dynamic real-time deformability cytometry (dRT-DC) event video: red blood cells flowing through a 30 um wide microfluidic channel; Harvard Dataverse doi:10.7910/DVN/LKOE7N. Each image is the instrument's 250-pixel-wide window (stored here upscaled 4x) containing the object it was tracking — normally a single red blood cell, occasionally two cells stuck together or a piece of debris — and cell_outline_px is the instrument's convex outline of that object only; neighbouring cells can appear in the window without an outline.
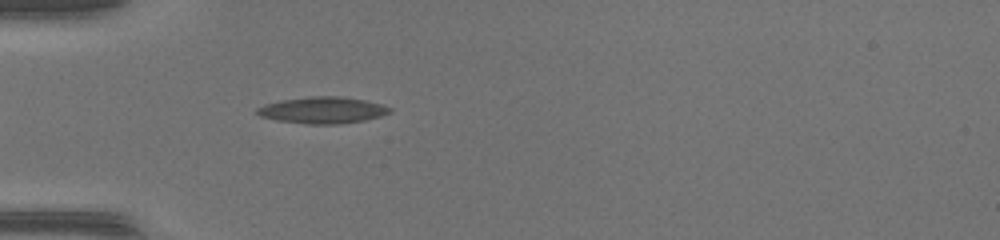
{"species": "common noctule bat (a hibernating species)", "species_latin": "Nyctalus noctula", "temperature_condition": "warm", "stored_images_in_passage": 38, "camera_frame_rate_fps": 3000, "um_per_image_px": 0.085, "animal": {"sex": "female", "body_mass_g": 17.0, "forearm_length_mm": 48.0}, "frame": {"image": 1, "passage_image": 4, "time_ms": 1.0, "image_size_px": [1000, 240], "cell_outline_px": [[392, 112], [380, 116], [364, 120], [336, 124], [308, 124], [276, 120], [260, 116], [256, 112], [256, 108], [264, 104], [280, 100], [308, 96], [344, 96], [364, 100], [380, 104], [392, 108]], "centroid_in_image_um": [27.4, 9.35], "position_along_channel_um": 57.6, "area_um2": 20.58}}
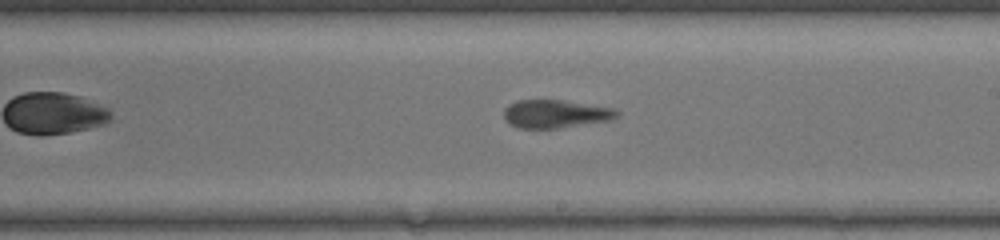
{"frame": {"image": 2, "passage_image": 18, "time_ms": 5.667, "image_size_px": [1000, 240], "cell_outline_px": [[620, 112], [612, 120], [556, 128], [516, 128], [504, 120], [504, 108], [508, 104], [516, 100], [560, 100], [616, 108]], "centroid_in_image_um": [47.19, 9.67], "position_along_channel_um": 241.8, "area_um2": 18.61}}
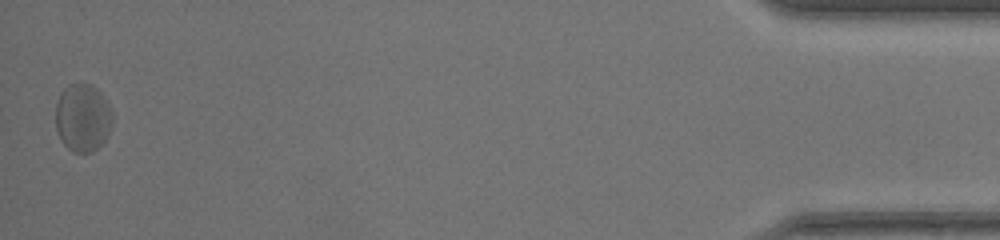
{"frame": {"image": 3, "passage_image": 38, "time_ms": 12.333, "image_size_px": [1000, 240], "cell_outline_px": [[112, 120], [108, 136], [92, 152], [72, 152], [60, 140], [56, 128], [56, 104], [60, 92], [68, 84], [92, 84], [104, 96], [112, 112]], "centroid_in_image_um": [7.02, 10.0], "position_along_channel_um": 428.2, "area_um2": 22.54}, "authors_computed_cell_mechanics": {"area_um2": 19.5075, "velocity_mm_per_s": 4.1248, "shape_relaxation_time_tau1_ms": null, "shape_relaxation_time_tau2_ms": 1.6282, "deformation_change_tau1": null, "deformation_change_tau2": 0.0975}}